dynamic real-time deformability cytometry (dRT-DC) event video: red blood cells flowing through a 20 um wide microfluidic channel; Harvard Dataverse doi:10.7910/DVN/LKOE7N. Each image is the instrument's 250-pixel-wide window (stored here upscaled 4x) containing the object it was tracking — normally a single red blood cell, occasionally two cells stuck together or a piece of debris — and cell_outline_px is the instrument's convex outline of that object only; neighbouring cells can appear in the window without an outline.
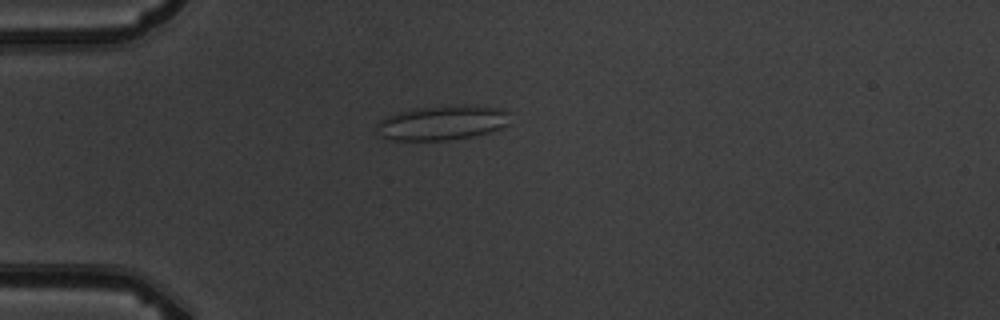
{"species": "common noctule bat (a hibernating species)", "species_latin": "Nyctalus noctula", "temperature_condition": "warm", "stored_images_in_passage": 13, "camera_frame_rate_fps": 3000, "um_per_image_px": 0.085, "animal": {"sex": "male", "body_mass_g": 19.5, "forearm_length_mm": 54.6}, "frame": {"image": 1, "passage_image": 2, "time_ms": 1.0, "image_size_px": [1000, 320], "cell_outline_px": [[508, 124], [500, 128], [488, 132], [472, 136], [448, 140], [392, 140], [380, 136], [376, 124], [380, 120], [396, 112], [416, 108], [460, 104], [476, 104], [496, 108], [508, 112]], "centroid_in_image_um": [37.58, 10.42], "position_along_channel_um": 47.4, "area_um2": 26.93}}
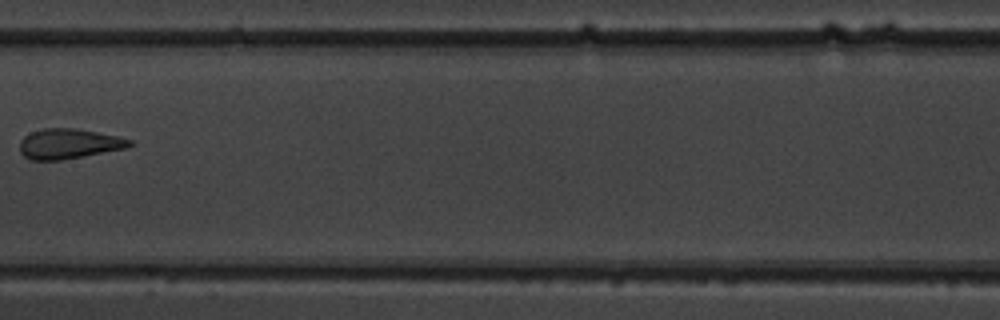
{"frame": {"image": 2, "passage_image": 6, "time_ms": 5.667, "image_size_px": [1000, 320], "cell_outline_px": [[136, 144], [128, 148], [60, 160], [32, 160], [24, 156], [20, 152], [20, 140], [24, 136], [32, 132], [44, 128], [76, 128], [116, 136], [132, 140]], "centroid_in_image_um": [5.87, 12.22], "position_along_channel_um": 201.5, "area_um2": 19.25}}
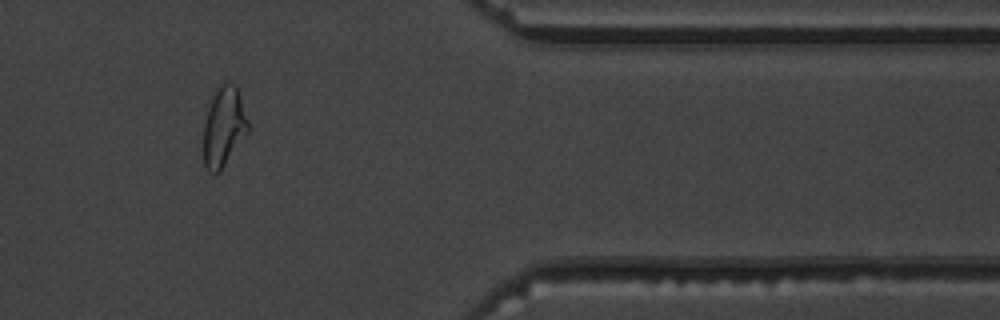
{"frame": {"image": 3, "passage_image": 11, "time_ms": 11.333, "image_size_px": [1000, 320], "cell_outline_px": [[248, 132], [220, 172], [216, 176], [212, 176], [204, 168], [204, 120], [212, 96], [220, 80], [224, 80], [232, 84], [236, 88], [248, 120]], "centroid_in_image_um": [18.98, 10.81], "position_along_channel_um": 392.4, "area_um2": 20.92}, "authors_computed_cell_mechanics": {"area_um2": 20.1144, "velocity_mm_per_s": 3.7215, "shape_relaxation_time_tau1_ms": null, "shape_relaxation_time_tau2_ms": 0.9527, "deformation_change_tau1": null, "deformation_change_tau2": 0.057}}